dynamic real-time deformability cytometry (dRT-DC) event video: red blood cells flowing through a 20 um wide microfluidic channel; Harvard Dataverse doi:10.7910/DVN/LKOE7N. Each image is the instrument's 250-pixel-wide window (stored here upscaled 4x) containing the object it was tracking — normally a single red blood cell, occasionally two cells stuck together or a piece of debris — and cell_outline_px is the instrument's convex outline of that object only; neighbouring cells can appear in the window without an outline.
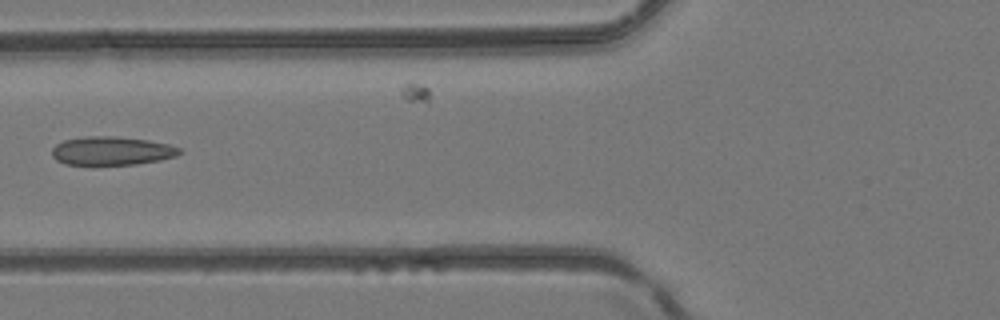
{"species": "common noctule bat (a hibernating species)", "species_latin": "Nyctalus noctula", "temperature_condition": "room temperature", "stored_images_in_passage": 6, "camera_frame_rate_fps": 3000, "um_per_image_px": 0.085, "animal": {"sex": "female", "body_mass_g": 24.6, "forearm_length_mm": 56.2}, "frame": {"image": 1, "passage_image": 5, "time_ms": 1.333, "image_size_px": [1000, 320], "cell_outline_px": [[184, 152], [176, 156], [160, 160], [136, 164], [92, 168], [64, 164], [56, 160], [52, 156], [52, 148], [56, 144], [64, 140], [84, 136], [116, 136], [148, 140], [168, 144], [180, 148]], "centroid_in_image_um": [9.45, 12.87], "position_along_channel_um": 116.4, "area_um2": 22.31}}